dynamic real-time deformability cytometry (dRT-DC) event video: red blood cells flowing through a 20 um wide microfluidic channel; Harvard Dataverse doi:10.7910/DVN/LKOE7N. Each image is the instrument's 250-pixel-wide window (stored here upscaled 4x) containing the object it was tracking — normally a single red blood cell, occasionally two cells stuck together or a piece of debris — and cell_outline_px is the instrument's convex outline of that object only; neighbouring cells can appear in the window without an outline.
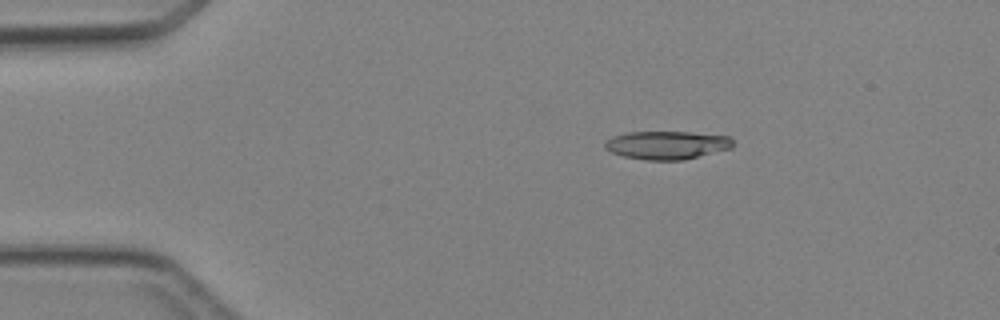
{"species": "Egyptian fruit bat (a non-hibernating species)", "species_latin": "Rousettus aegyptiacus", "temperature_condition": "cold", "stored_images_in_passage": 2, "camera_frame_rate_fps": 3000, "um_per_image_px": 0.085, "animal": {"sex": "female"}, "frame": {"image": 1, "passage_image": 1, "time_ms": 0.0, "image_size_px": [1000, 320], "cell_outline_px": [[732, 148], [680, 160], [644, 160], [624, 156], [612, 152], [604, 148], [604, 144], [608, 140], [616, 136], [628, 132], [688, 132], [728, 136], [732, 140]], "centroid_in_image_um": [56.68, 12.33], "position_along_channel_um": 28.3, "area_um2": 20.69}}